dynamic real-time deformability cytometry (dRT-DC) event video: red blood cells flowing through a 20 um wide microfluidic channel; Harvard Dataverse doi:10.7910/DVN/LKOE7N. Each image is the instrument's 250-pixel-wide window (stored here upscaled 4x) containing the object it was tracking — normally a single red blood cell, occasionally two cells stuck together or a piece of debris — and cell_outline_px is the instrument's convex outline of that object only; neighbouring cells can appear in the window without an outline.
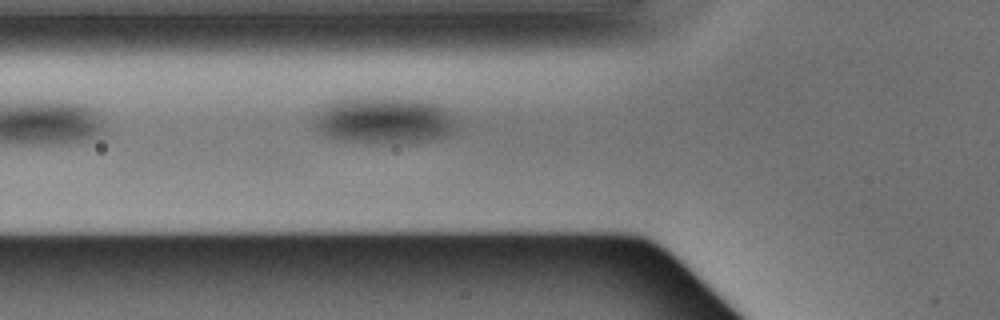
{"species": "Egyptian fruit bat (a non-hibernating species)", "species_latin": "Rousettus aegyptiacus", "temperature_condition": "warm", "stored_images_in_passage": 3, "camera_frame_rate_fps": 3000, "um_per_image_px": 0.085, "animal": {"sex": "male"}, "frame": {"image": 1, "passage_image": 3, "time_ms": 0.667, "image_size_px": [1000, 320], "cell_outline_px": [[452, 132], [448, 136], [432, 140], [372, 144], [344, 140], [328, 136], [316, 124], [316, 120], [328, 108], [336, 104], [360, 100], [396, 100], [424, 104], [436, 108], [452, 120]], "centroid_in_image_um": [32.67, 10.37], "position_along_channel_um": 93.1, "area_um2": 34.62}}